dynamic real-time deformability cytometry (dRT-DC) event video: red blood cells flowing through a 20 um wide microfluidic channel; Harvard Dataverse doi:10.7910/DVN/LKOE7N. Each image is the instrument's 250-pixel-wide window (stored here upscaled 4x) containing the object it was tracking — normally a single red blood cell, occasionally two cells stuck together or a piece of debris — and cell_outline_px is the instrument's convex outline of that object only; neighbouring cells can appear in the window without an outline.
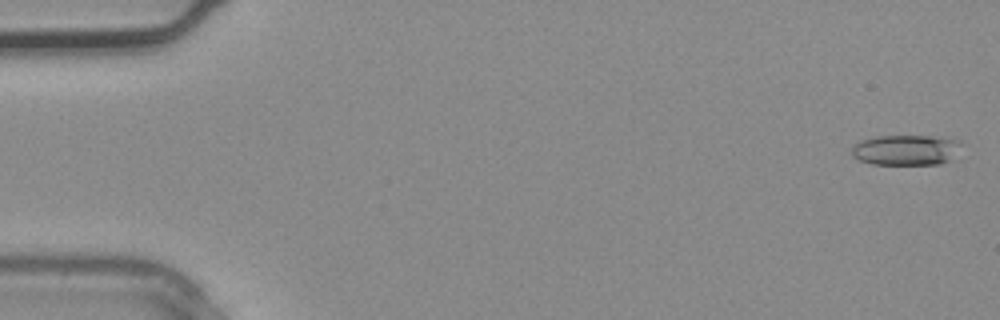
{"species": "common noctule bat (a hibernating species)", "species_latin": "Nyctalus noctula", "temperature_condition": "warm", "stored_images_in_passage": 3, "camera_frame_rate_fps": 3000, "um_per_image_px": 0.085, "animal": {"sex": "male", "body_mass_g": 20.4}, "frame": {"image": 1, "passage_image": 1, "time_ms": 0.0, "image_size_px": [1000, 320], "cell_outline_px": [[960, 144], [952, 160], [940, 164], [872, 164], [860, 160], [852, 156], [852, 148], [860, 140], [876, 136], [932, 136], [960, 140]], "centroid_in_image_um": [77.0, 12.75], "position_along_channel_um": 8.0, "area_um2": 19.36}}